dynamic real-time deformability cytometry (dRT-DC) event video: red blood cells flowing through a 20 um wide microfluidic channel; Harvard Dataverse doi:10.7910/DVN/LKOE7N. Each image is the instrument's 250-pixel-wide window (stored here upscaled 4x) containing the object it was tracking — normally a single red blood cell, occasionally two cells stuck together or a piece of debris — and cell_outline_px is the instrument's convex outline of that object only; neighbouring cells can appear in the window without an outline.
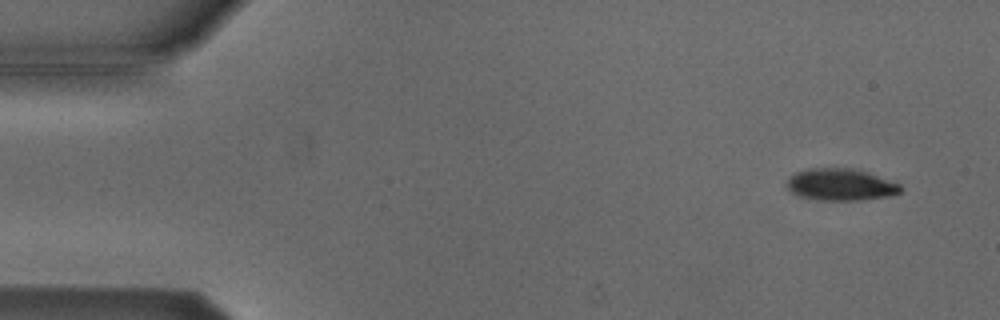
{"species": "Egyptian fruit bat (a non-hibernating species)", "species_latin": "Rousettus aegyptiacus", "temperature_condition": "cold", "stored_images_in_passage": 51, "camera_frame_rate_fps": 3000, "um_per_image_px": 0.085, "animal": {"sex": "male"}, "frame": {"image": 1, "passage_image": 1, "time_ms": 0.0, "image_size_px": [1000, 320], "cell_outline_px": [[900, 192], [888, 196], [860, 200], [820, 200], [800, 196], [792, 192], [784, 184], [788, 176], [796, 172], [808, 168], [852, 168], [868, 172], [900, 184]], "centroid_in_image_um": [71.4, 15.68], "position_along_channel_um": 13.6, "area_um2": 21.15}}
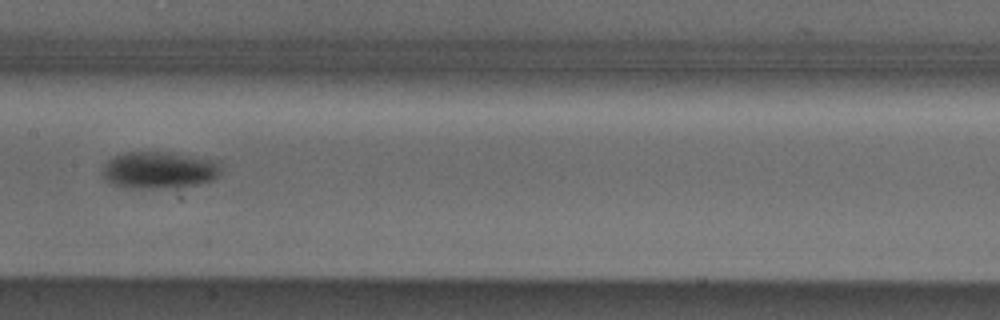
{"frame": {"image": 2, "passage_image": 24, "time_ms": 7.667, "image_size_px": [1000, 320], "cell_outline_px": [[220, 176], [212, 180], [180, 188], [132, 188], [116, 184], [104, 180], [104, 164], [112, 156], [124, 152], [168, 152], [220, 160]], "centroid_in_image_um": [13.58, 14.45], "position_along_channel_um": 193.8, "area_um2": 25.78}}
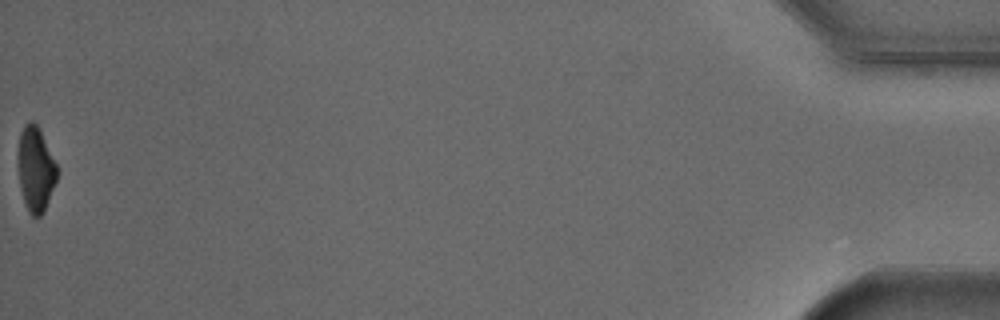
{"frame": {"image": 3, "passage_image": 51, "time_ms": 16.667, "image_size_px": [1000, 320], "cell_outline_px": [[56, 180], [44, 212], [40, 216], [32, 216], [28, 212], [24, 204], [20, 188], [16, 160], [16, 156], [20, 132], [24, 124], [28, 120], [32, 120], [36, 124], [56, 164]], "centroid_in_image_um": [2.96, 14.38], "position_along_channel_um": 432.2, "area_um2": 19.36}, "authors_computed_cell_mechanics": {"area_um2": 22.6576, "velocity_mm_per_s": 3.8249, "shape_relaxation_time_tau1_ms": 1.9622, "shape_relaxation_time_tau2_ms": null, "deformation_change_tau1": 0.0965, "deformation_change_tau2": null}}